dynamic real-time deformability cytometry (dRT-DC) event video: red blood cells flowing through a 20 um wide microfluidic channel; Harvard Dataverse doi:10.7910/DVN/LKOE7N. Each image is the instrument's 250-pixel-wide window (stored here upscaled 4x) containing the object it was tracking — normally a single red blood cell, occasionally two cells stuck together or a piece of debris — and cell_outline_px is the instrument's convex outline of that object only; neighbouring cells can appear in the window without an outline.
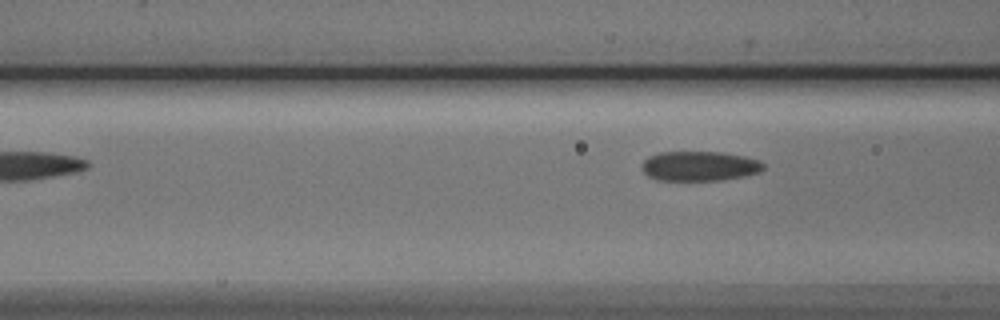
{"species": "Egyptian fruit bat (a non-hibernating species)", "species_latin": "Rousettus aegyptiacus", "temperature_condition": "cold", "stored_images_in_passage": 6, "camera_frame_rate_fps": 3000, "um_per_image_px": 0.085, "animal": {"sex": "male"}, "frame": {"image": 1, "passage_image": 6, "time_ms": 6.667, "image_size_px": [1000, 320], "cell_outline_px": [[764, 168], [760, 172], [744, 176], [720, 180], [656, 180], [648, 176], [640, 168], [640, 164], [648, 156], [660, 152], [724, 152], [744, 156], [760, 160], [764, 164]], "centroid_in_image_um": [59.44, 14.11], "position_along_channel_um": 107.2, "area_um2": 21.27}}